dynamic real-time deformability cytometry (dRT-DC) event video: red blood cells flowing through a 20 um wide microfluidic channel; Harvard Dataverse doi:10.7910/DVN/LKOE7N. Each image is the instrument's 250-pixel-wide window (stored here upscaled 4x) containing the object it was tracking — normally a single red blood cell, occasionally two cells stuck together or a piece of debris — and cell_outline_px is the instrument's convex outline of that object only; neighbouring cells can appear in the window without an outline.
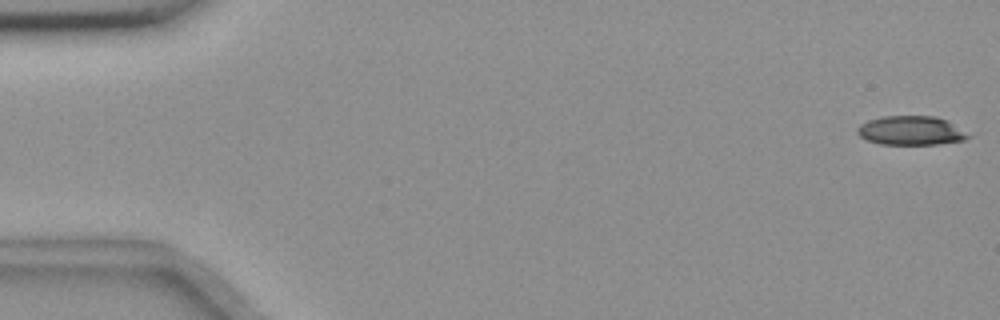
{"species": "common noctule bat (a hibernating species)", "species_latin": "Nyctalus noctula", "temperature_condition": "room temperature", "stored_images_in_passage": 56, "camera_frame_rate_fps": 3000, "um_per_image_px": 0.085, "animal": {"sex": "female", "body_mass_g": 18.4}, "frame": {"image": 1, "passage_image": 1, "time_ms": 0.0, "image_size_px": [1000, 320], "cell_outline_px": [[972, 136], [964, 140], [936, 144], [880, 144], [868, 140], [860, 136], [856, 132], [856, 128], [860, 124], [868, 120], [880, 116], [936, 116], [948, 120]], "centroid_in_image_um": [77.42, 11.09], "position_along_channel_um": 7.6, "area_um2": 18.84}}
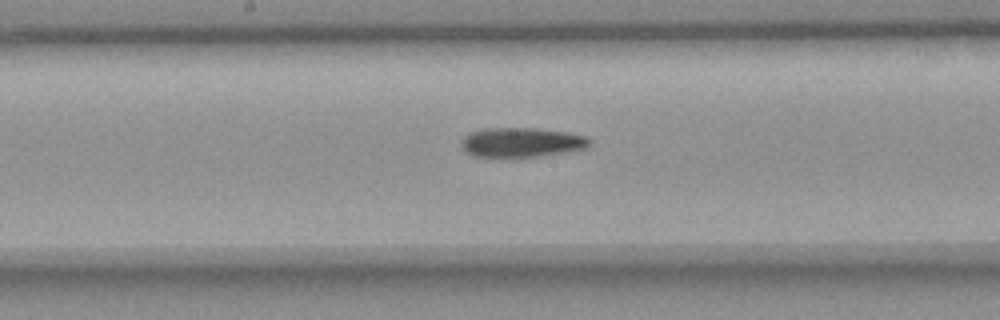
{"frame": {"image": 2, "passage_image": 29, "time_ms": 9.333, "image_size_px": [1000, 320], "cell_outline_px": [[592, 144], [584, 148], [536, 156], [472, 156], [464, 152], [460, 144], [460, 140], [464, 136], [472, 132], [484, 128], [536, 128], [568, 132], [584, 136], [592, 140]], "centroid_in_image_um": [44.28, 12.08], "position_along_channel_um": 203.9, "area_um2": 21.85}}
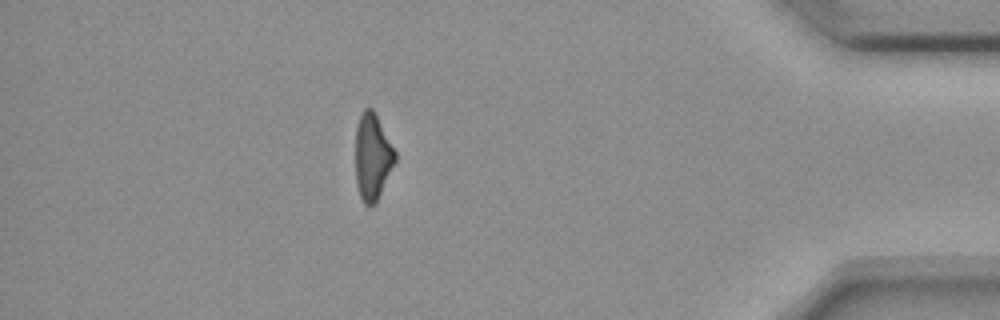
{"frame": {"image": 3, "passage_image": 49, "time_ms": 16.0, "image_size_px": [1000, 320], "cell_outline_px": [[396, 160], [376, 204], [368, 208], [364, 204], [360, 196], [356, 184], [356, 128], [360, 116], [364, 108], [372, 108], [376, 112], [396, 152]], "centroid_in_image_um": [31.67, 13.35], "position_along_channel_um": 403.5, "area_um2": 20.17}, "authors_computed_cell_mechanics": {"area_um2": 21.2415, "velocity_mm_per_s": 3.6695, "shape_relaxation_time_tau1_ms": null, "shape_relaxation_time_tau2_ms": 9.1999, "deformation_change_tau1": null, "deformation_change_tau2": 0.2277}}